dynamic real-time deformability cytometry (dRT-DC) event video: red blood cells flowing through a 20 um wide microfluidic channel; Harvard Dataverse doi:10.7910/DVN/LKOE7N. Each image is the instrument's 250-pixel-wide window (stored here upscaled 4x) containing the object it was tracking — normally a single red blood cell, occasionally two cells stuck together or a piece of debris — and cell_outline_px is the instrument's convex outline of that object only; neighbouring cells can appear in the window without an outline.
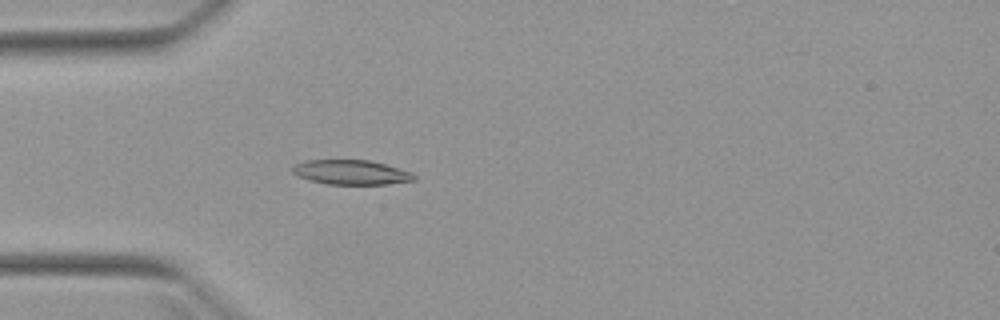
{"species": "Egyptian fruit bat (a non-hibernating species)", "species_latin": "Rousettus aegyptiacus", "temperature_condition": "warm", "stored_images_in_passage": 51, "camera_frame_rate_fps": 3000, "um_per_image_px": 0.085, "animal": {"sex": "female"}, "frame": {"image": 1, "passage_image": 15, "time_ms": 4.667, "image_size_px": [1000, 320], "cell_outline_px": [[416, 180], [384, 184], [328, 184], [308, 180], [296, 176], [292, 172], [292, 168], [296, 164], [304, 160], [368, 160], [384, 164], [412, 172], [416, 176]], "centroid_in_image_um": [29.82, 14.64], "position_along_channel_um": 55.2, "area_um2": 17.4}}
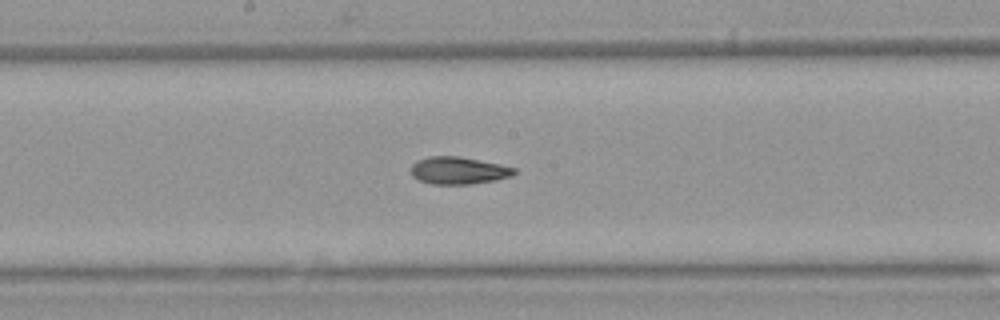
{"frame": {"image": 2, "passage_image": 27, "time_ms": 8.667, "image_size_px": [1000, 320], "cell_outline_px": [[516, 172], [512, 176], [496, 180], [472, 184], [432, 184], [420, 180], [412, 176], [412, 164], [416, 160], [428, 156], [456, 156], [516, 168]], "centroid_in_image_um": [38.95, 14.5], "position_along_channel_um": 209.3, "area_um2": 16.24}}
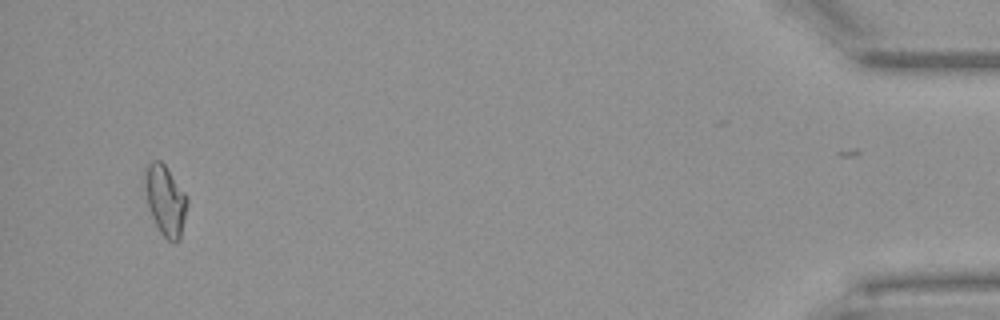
{"frame": {"image": 3, "passage_image": 49, "time_ms": 16.0, "image_size_px": [1000, 320], "cell_outline_px": [[188, 204], [180, 236], [176, 240], [168, 240], [160, 232], [152, 216], [148, 204], [144, 184], [144, 168], [152, 160], [160, 160], [164, 164], [188, 196]], "centroid_in_image_um": [14.05, 16.96], "position_along_channel_um": 421.2, "area_um2": 17.11}, "authors_computed_cell_mechanics": {"area_um2": 16.7042, "velocity_mm_per_s": 3.9986, "shape_relaxation_time_tau1_ms": 11.35, "shape_relaxation_time_tau2_ms": 4.5231, "deformation_change_tau1": 0.2817, "deformation_change_tau2": 0.1126}}